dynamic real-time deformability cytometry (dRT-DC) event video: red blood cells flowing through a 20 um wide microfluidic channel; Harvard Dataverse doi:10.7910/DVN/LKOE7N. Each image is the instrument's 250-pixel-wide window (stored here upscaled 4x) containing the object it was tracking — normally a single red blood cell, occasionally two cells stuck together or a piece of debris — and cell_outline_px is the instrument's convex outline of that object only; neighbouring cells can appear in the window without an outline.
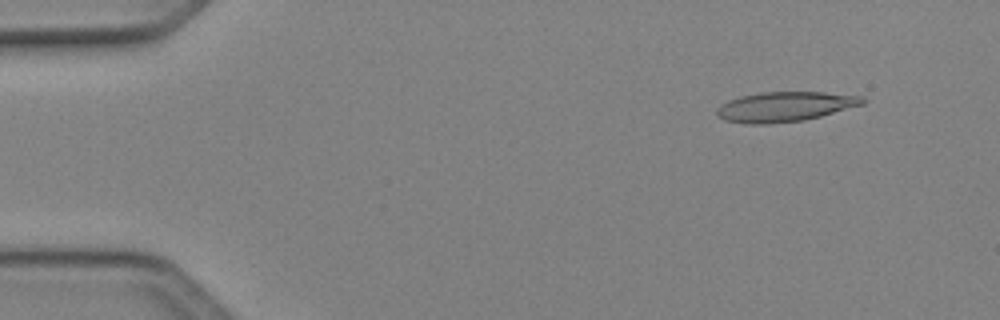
{"species": "Egyptian fruit bat (a non-hibernating species)", "species_latin": "Rousettus aegyptiacus", "temperature_condition": "cold", "stored_images_in_passage": 49, "camera_frame_rate_fps": 3000, "um_per_image_px": 0.085, "animal": {"sex": "female"}, "frame": {"image": 1, "passage_image": 5, "time_ms": 1.333, "image_size_px": [1000, 320], "cell_outline_px": [[868, 100], [864, 104], [820, 116], [804, 120], [764, 124], [744, 124], [724, 120], [716, 116], [716, 108], [720, 104], [728, 100], [740, 96], [760, 92], [824, 92], [864, 96]], "centroid_in_image_um": [66.7, 9.06], "position_along_channel_um": 18.3, "area_um2": 25.61}}
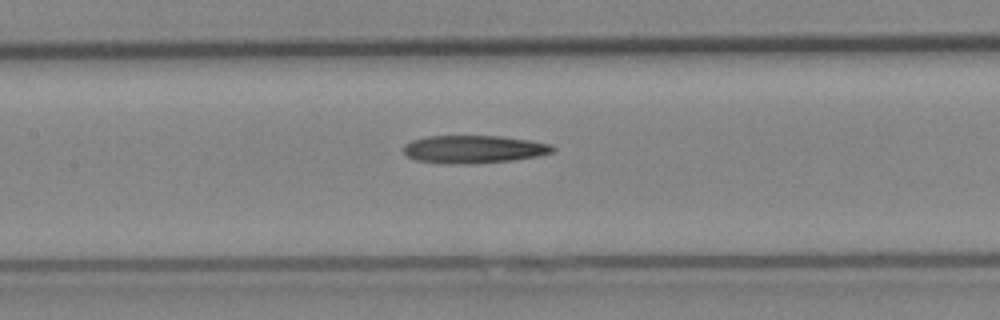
{"frame": {"image": 2, "passage_image": 23, "time_ms": 7.333, "image_size_px": [1000, 320], "cell_outline_px": [[556, 148], [552, 152], [536, 156], [512, 160], [472, 164], [444, 164], [416, 160], [408, 156], [404, 152], [404, 144], [412, 140], [428, 136], [500, 136], [528, 140], [552, 144]], "centroid_in_image_um": [40.25, 12.69], "position_along_channel_um": 167.1, "area_um2": 24.22}}
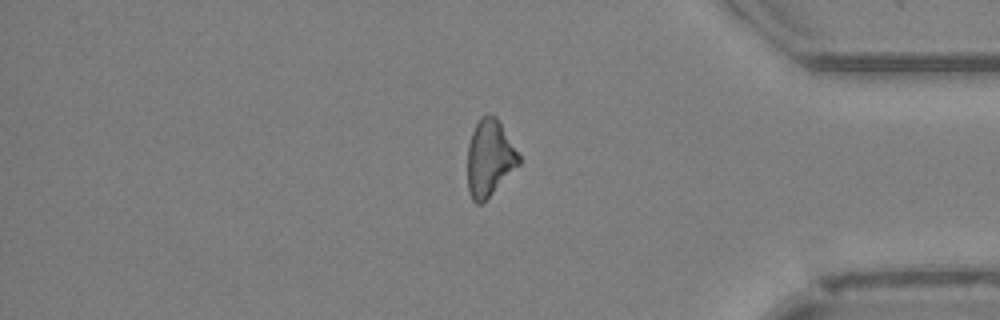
{"frame": {"image": 3, "passage_image": 41, "time_ms": 13.333, "image_size_px": [1000, 320], "cell_outline_px": [[520, 164], [480, 204], [476, 204], [472, 200], [468, 188], [468, 144], [472, 132], [480, 116], [488, 112], [496, 116], [520, 156]], "centroid_in_image_um": [41.6, 13.39], "position_along_channel_um": 393.6, "area_um2": 22.6}}